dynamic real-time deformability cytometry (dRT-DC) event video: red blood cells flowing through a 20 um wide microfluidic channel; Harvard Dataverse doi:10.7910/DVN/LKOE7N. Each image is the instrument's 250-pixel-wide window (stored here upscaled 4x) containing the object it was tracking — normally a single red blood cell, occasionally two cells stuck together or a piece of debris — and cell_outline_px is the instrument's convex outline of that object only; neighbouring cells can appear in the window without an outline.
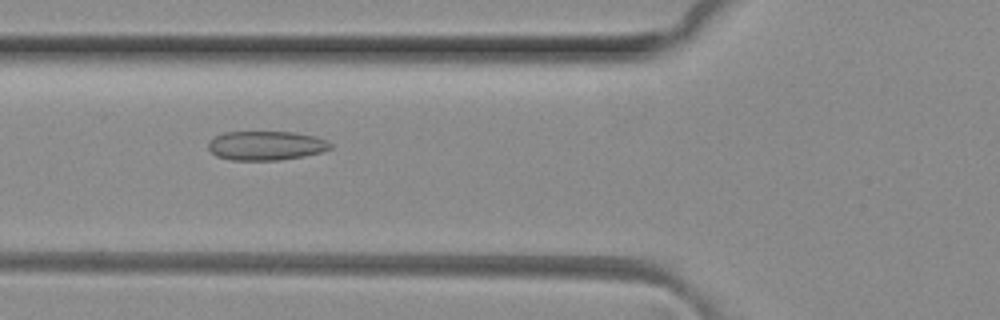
{"species": "common noctule bat (a hibernating species)", "species_latin": "Nyctalus noctula", "temperature_condition": "room temperature", "stored_images_in_passage": 7, "camera_frame_rate_fps": 3000, "um_per_image_px": 0.085, "animal": {"sex": "female", "body_mass_g": 29.2, "forearm_length_mm": 56.3}, "frame": {"image": 1, "passage_image": 5, "time_ms": 1.333, "image_size_px": [1000, 320], "cell_outline_px": [[332, 148], [320, 152], [304, 156], [280, 160], [232, 160], [216, 156], [208, 148], [208, 140], [224, 132], [296, 132], [316, 136], [332, 144]], "centroid_in_image_um": [22.6, 12.37], "position_along_channel_um": 103.2, "area_um2": 20.81}}
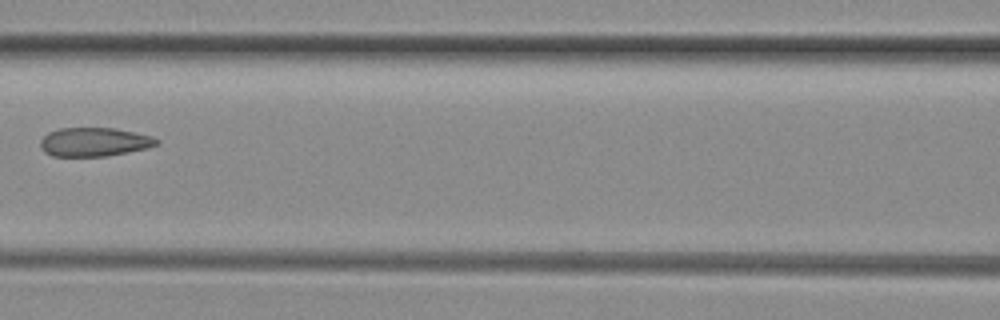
{"frame": {"image": 2, "passage_image": 6, "time_ms": 1.667, "image_size_px": [1000, 320], "cell_outline_px": [[160, 144], [144, 148], [104, 156], [52, 156], [44, 152], [40, 148], [40, 140], [48, 132], [60, 128], [116, 128], [152, 136], [160, 140]], "centroid_in_image_um": [7.98, 12.06], "position_along_channel_um": 158.6, "area_um2": 19.42}}
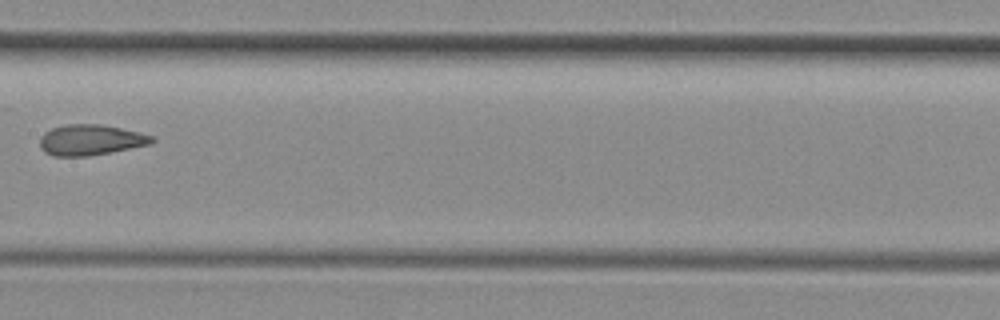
{"frame": {"image": 3, "passage_image": 7, "time_ms": 2.0, "image_size_px": [1000, 320], "cell_outline_px": [[156, 140], [152, 144], [112, 152], [88, 156], [52, 156], [44, 152], [40, 148], [40, 136], [44, 132], [52, 128], [64, 124], [100, 124], [140, 132], [156, 136]], "centroid_in_image_um": [7.72, 11.89], "position_along_channel_um": 199.7, "area_um2": 20.35}}